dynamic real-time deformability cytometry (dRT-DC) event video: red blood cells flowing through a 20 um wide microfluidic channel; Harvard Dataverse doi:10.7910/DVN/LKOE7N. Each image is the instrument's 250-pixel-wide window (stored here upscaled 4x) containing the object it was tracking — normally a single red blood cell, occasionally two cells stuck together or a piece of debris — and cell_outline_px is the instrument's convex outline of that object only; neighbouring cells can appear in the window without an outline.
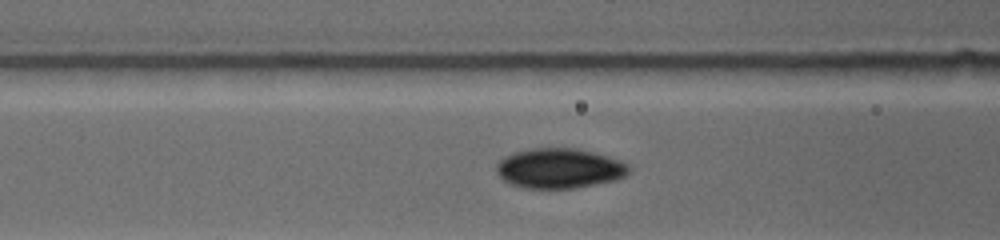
{"species": "common noctule bat (a hibernating species)", "species_latin": "Nyctalus noctula", "temperature_condition": "warm", "stored_images_in_passage": 11, "camera_frame_rate_fps": 4500, "um_per_image_px": 0.085, "animal": {"sex": "female", "body_mass_g": 19.0, "forearm_length_mm": 53.3}, "frame": {"image": 1, "passage_image": 5, "time_ms": 1.333, "image_size_px": [1000, 240], "cell_outline_px": [[632, 168], [624, 176], [616, 180], [576, 188], [524, 188], [512, 184], [504, 180], [496, 172], [496, 164], [504, 156], [528, 148], [576, 148], [608, 156], [620, 160], [628, 164]], "centroid_in_image_um": [47.55, 14.3], "position_along_channel_um": 119.0, "area_um2": 30.92}}